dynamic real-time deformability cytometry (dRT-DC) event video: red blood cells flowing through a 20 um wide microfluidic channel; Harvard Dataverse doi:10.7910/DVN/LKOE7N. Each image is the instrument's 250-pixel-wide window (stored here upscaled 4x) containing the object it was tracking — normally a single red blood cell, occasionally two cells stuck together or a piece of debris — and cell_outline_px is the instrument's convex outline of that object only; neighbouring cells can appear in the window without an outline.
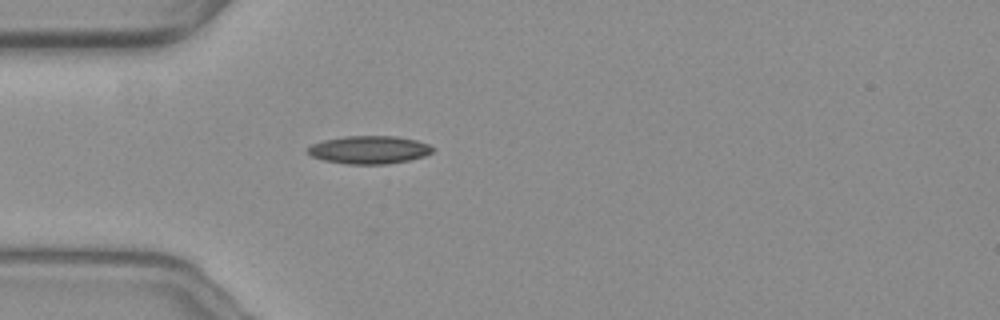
{"species": "common noctule bat (a hibernating species)", "species_latin": "Nyctalus noctula", "temperature_condition": "warm", "stored_images_in_passage": 48, "camera_frame_rate_fps": 3000, "um_per_image_px": 0.085, "animal": {"sex": "female", "body_mass_g": 19.3, "forearm_length_mm": 54.1}, "frame": {"image": 1, "passage_image": 8, "time_ms": 2.333, "image_size_px": [1000, 320], "cell_outline_px": [[436, 148], [432, 152], [424, 156], [408, 160], [388, 164], [348, 164], [324, 160], [312, 156], [308, 152], [308, 148], [312, 144], [324, 140], [344, 136], [396, 136], [416, 140], [428, 144]], "centroid_in_image_um": [31.41, 12.73], "position_along_channel_um": 53.6, "area_um2": 20.29}}
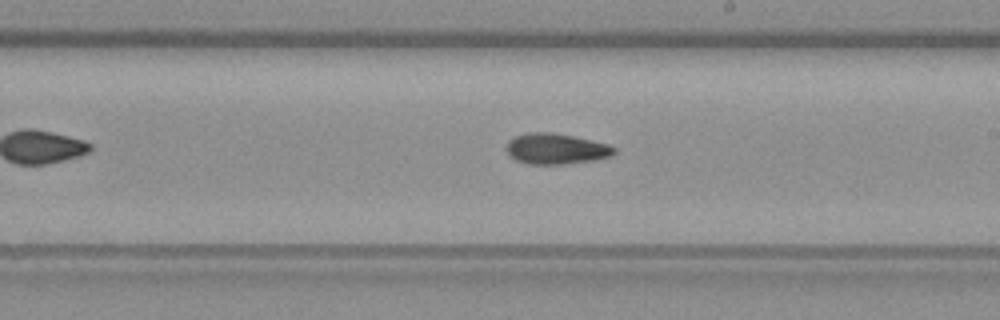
{"frame": {"image": 2, "passage_image": 24, "time_ms": 7.667, "image_size_px": [1000, 320], "cell_outline_px": [[616, 152], [612, 156], [596, 160], [564, 164], [528, 164], [516, 160], [508, 156], [508, 140], [516, 136], [528, 132], [552, 132], [592, 140], [608, 144], [616, 148]], "centroid_in_image_um": [47.29, 12.65], "position_along_channel_um": 241.7, "area_um2": 19.36}}
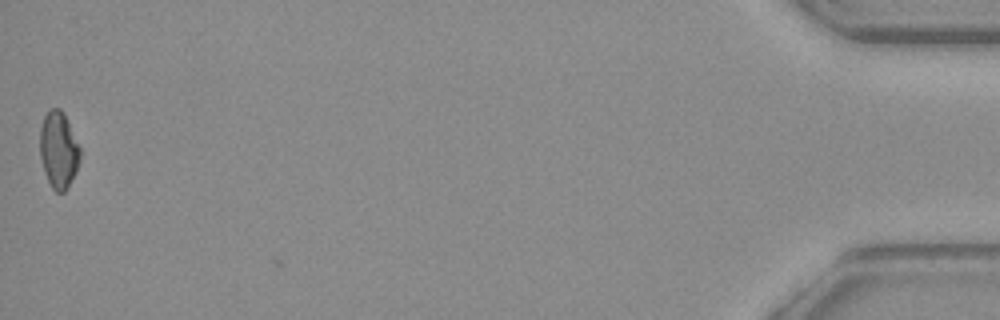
{"frame": {"image": 3, "passage_image": 48, "time_ms": 15.667, "image_size_px": [1000, 320], "cell_outline_px": [[80, 160], [68, 188], [64, 192], [56, 192], [52, 188], [44, 172], [40, 156], [40, 128], [44, 116], [48, 108], [60, 108], [64, 112], [80, 148]], "centroid_in_image_um": [4.97, 12.72], "position_along_channel_um": 430.2, "area_um2": 17.98}, "authors_computed_cell_mechanics": {"area_um2": 18.9584, "velocity_mm_per_s": 3.6526, "shape_relaxation_time_tau1_ms": null, "shape_relaxation_time_tau2_ms": 7.1319, "deformation_change_tau1": null, "deformation_change_tau2": 0.138}}